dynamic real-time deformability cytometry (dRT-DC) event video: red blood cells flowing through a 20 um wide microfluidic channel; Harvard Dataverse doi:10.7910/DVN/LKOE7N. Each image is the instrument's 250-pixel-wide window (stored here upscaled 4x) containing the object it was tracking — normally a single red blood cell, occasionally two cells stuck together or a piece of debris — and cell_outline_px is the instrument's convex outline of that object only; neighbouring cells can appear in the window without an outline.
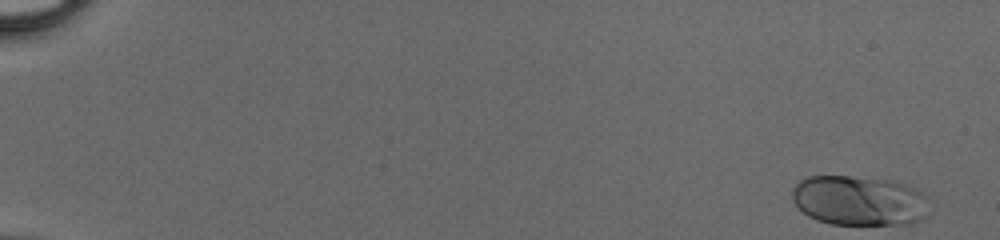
{"species": "human", "species_latin": "Homo sapiens", "temperature_condition": "cold", "stored_images_in_passage": 48, "camera_frame_rate_fps": 3000, "um_per_image_px": 0.085, "donor": {"sex": "male"}, "frame": {"image": 1, "passage_image": 1, "time_ms": 0.0, "image_size_px": [1000, 240], "cell_outline_px": [[924, 216], [920, 220], [912, 224], [832, 224], [816, 220], [808, 216], [792, 200], [792, 188], [804, 176], [848, 176], [896, 180], [920, 192], [924, 196]], "centroid_in_image_um": [72.95, 17.04], "position_along_channel_um": 12.1, "area_um2": 39.59}}
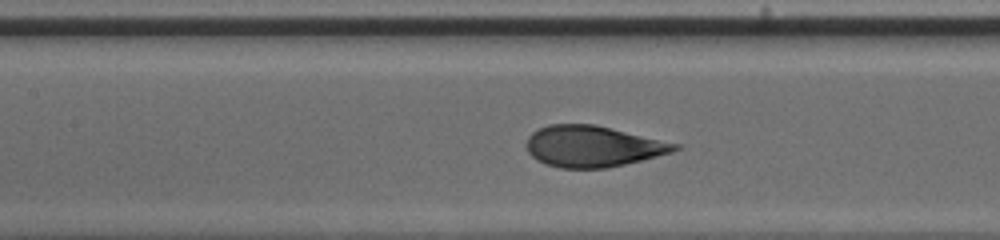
{"frame": {"image": 2, "passage_image": 24, "time_ms": 7.667, "image_size_px": [1000, 240], "cell_outline_px": [[684, 148], [672, 152], [608, 168], [560, 168], [544, 164], [536, 160], [528, 152], [528, 136], [532, 132], [548, 124], [596, 124], [680, 144]], "centroid_in_image_um": [50.4, 12.43], "position_along_channel_um": 157.0, "area_um2": 35.6}}
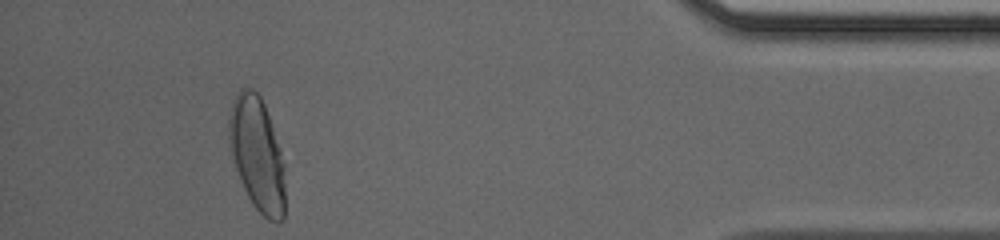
{"frame": {"image": 3, "passage_image": 45, "time_ms": 14.667, "image_size_px": [1000, 240], "cell_outline_px": [[288, 164], [284, 220], [268, 220], [256, 208], [248, 196], [240, 180], [232, 156], [228, 140], [228, 120], [232, 100], [240, 88], [252, 88], [260, 96], [264, 104]], "centroid_in_image_um": [21.92, 13.1], "position_along_channel_um": 413.3, "area_um2": 38.38}}